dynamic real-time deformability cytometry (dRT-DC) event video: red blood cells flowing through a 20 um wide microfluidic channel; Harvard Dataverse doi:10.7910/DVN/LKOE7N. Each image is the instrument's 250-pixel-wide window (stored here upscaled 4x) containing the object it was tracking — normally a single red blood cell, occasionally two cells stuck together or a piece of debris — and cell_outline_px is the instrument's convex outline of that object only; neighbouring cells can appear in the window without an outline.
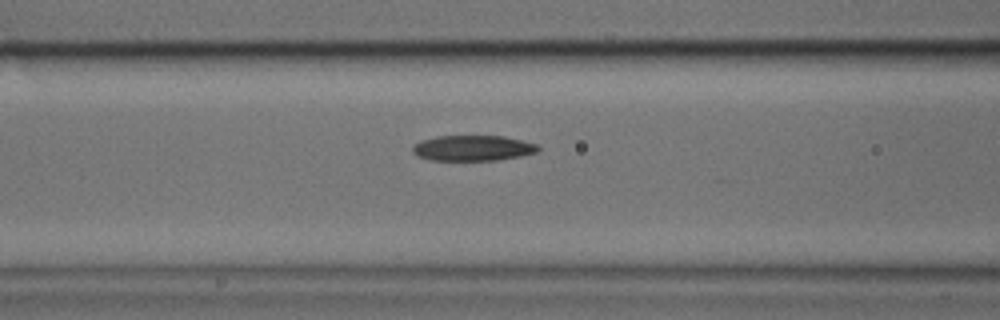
{"species": "common noctule bat (a hibernating species)", "species_latin": "Nyctalus noctula", "temperature_condition": "cold", "stored_images_in_passage": 34, "camera_frame_rate_fps": 3000, "um_per_image_px": 0.085, "animal": {"sex": "male", "body_mass_g": 17.9, "forearm_length_mm": 54.2}, "frame": {"image": 1, "passage_image": 10, "time_ms": 3.0, "image_size_px": [1000, 320], "cell_outline_px": [[540, 152], [500, 160], [432, 160], [416, 156], [412, 152], [412, 144], [420, 140], [436, 136], [504, 136], [536, 144], [540, 148]], "centroid_in_image_um": [40.16, 12.59], "position_along_channel_um": 126.4, "area_um2": 18.84}}
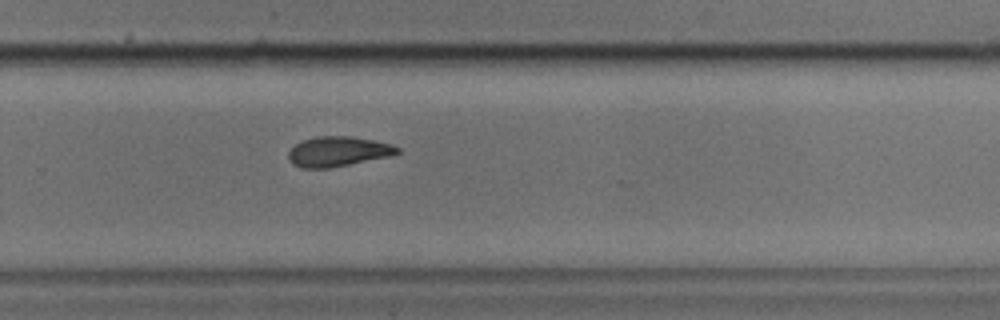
{"frame": {"image": 2, "passage_image": 23, "time_ms": 7.333, "image_size_px": [1000, 320], "cell_outline_px": [[400, 152], [392, 156], [328, 168], [300, 168], [292, 164], [288, 156], [288, 152], [296, 144], [304, 140], [316, 136], [352, 136], [372, 140], [388, 144], [400, 148]], "centroid_in_image_um": [28.72, 12.88], "position_along_channel_um": 301.1, "area_um2": 18.9}}
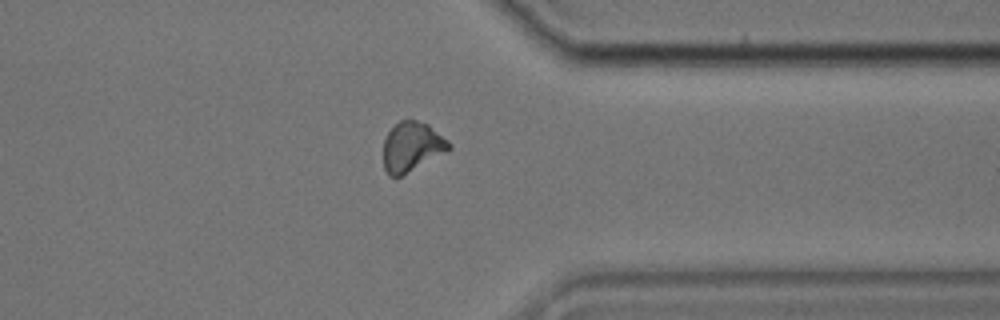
{"frame": {"image": 3, "passage_image": 29, "time_ms": 9.333, "image_size_px": [1000, 320], "cell_outline_px": [[452, 148], [448, 152], [400, 176], [388, 176], [384, 168], [384, 140], [388, 132], [400, 120], [408, 116], [428, 124], [448, 140], [452, 144]], "centroid_in_image_um": [35.03, 12.44], "position_along_channel_um": 376.4, "area_um2": 19.25}}